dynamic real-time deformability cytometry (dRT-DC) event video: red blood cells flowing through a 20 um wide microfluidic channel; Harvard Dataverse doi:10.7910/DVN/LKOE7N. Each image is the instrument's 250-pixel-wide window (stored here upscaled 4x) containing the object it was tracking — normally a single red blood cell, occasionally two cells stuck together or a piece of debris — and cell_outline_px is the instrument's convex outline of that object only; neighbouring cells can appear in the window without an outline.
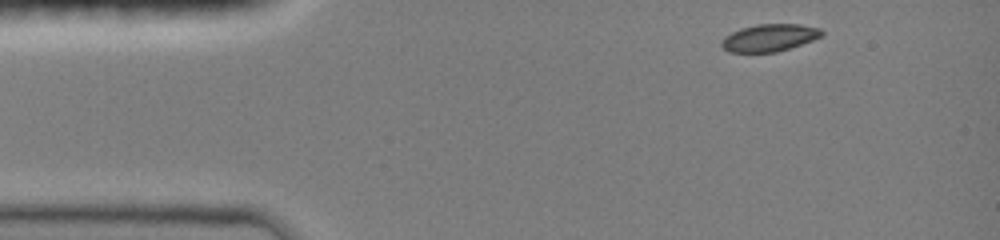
{"species": "common noctule bat (a hibernating species)", "species_latin": "Nyctalus noctula", "temperature_condition": "room temperature", "stored_images_in_passage": 8, "camera_frame_rate_fps": 3000, "um_per_image_px": 0.085, "animal": {"sex": "female", "body_mass_g": 19.0, "forearm_length_mm": 51.5}, "frame": {"image": 1, "passage_image": 1, "time_ms": 0.0, "image_size_px": [1000, 240], "cell_outline_px": [[824, 36], [776, 52], [728, 52], [720, 44], [720, 40], [724, 36], [740, 28], [756, 24], [800, 24], [820, 28], [824, 32]], "centroid_in_image_um": [65.38, 3.2], "position_along_channel_um": 19.6, "area_um2": 16.01}}
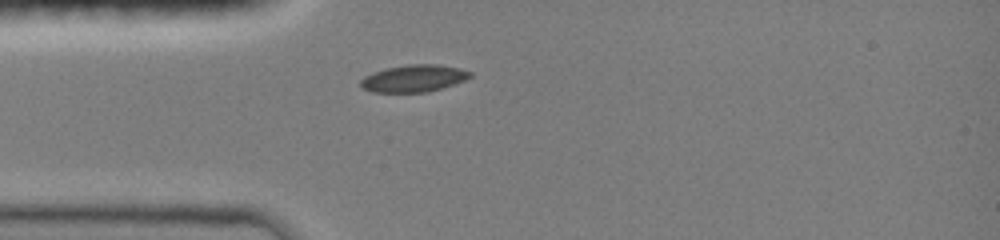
{"frame": {"image": 2, "passage_image": 7, "time_ms": 2.333, "image_size_px": [1000, 240], "cell_outline_px": [[472, 76], [464, 80], [428, 92], [372, 92], [360, 88], [360, 80], [364, 76], [372, 72], [384, 68], [408, 64], [436, 64], [460, 68], [472, 72]], "centroid_in_image_um": [35.12, 6.65], "position_along_channel_um": 49.9, "area_um2": 17.4}}